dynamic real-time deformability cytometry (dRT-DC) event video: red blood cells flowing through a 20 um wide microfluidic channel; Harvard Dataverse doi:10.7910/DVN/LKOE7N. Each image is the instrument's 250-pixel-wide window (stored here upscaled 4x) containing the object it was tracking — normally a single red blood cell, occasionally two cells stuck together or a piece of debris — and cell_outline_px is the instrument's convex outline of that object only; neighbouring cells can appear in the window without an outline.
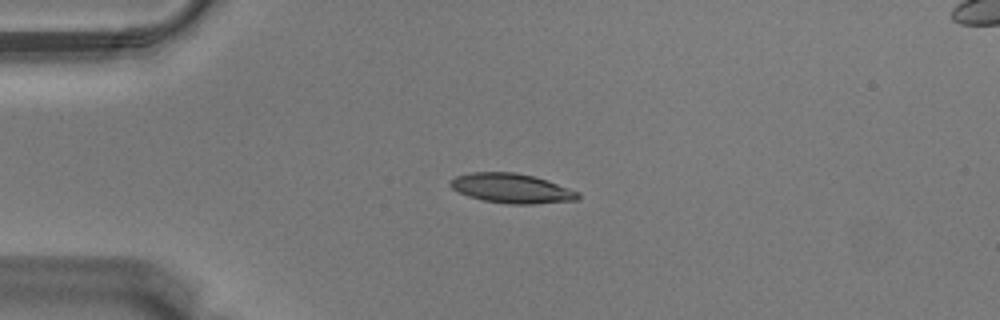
{"species": "Egyptian fruit bat (a non-hibernating species)", "species_latin": "Rousettus aegyptiacus", "temperature_condition": "warm", "stored_images_in_passage": 9, "camera_frame_rate_fps": 3000, "um_per_image_px": 0.085, "animal": {"sex": "male"}, "frame": {"image": 1, "passage_image": 4, "time_ms": 1.0, "image_size_px": [1000, 320], "cell_outline_px": [[580, 196], [576, 200], [532, 204], [508, 204], [484, 200], [468, 196], [452, 188], [448, 184], [456, 176], [468, 172], [516, 172], [548, 180], [580, 192]], "centroid_in_image_um": [43.5, 16.0], "position_along_channel_um": 41.5, "area_um2": 21.96}}